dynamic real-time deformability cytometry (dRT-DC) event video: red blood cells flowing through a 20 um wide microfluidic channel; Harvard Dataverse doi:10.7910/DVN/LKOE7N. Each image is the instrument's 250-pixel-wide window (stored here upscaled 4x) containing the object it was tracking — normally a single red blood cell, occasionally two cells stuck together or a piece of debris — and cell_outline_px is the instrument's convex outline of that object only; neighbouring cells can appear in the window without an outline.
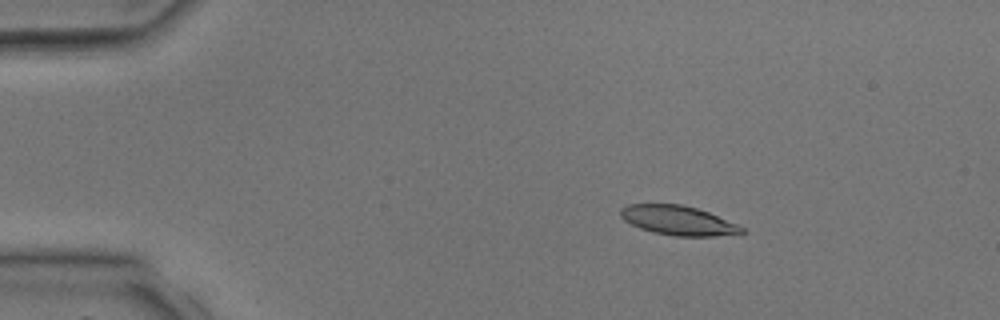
{"species": "common noctule bat (a hibernating species)", "species_latin": "Nyctalus noctula", "temperature_condition": "room temperature", "stored_images_in_passage": 2, "camera_frame_rate_fps": 3000, "um_per_image_px": 0.085, "animal": {"sex": "male", "body_mass_g": 17.9, "forearm_length_mm": 54.2}, "frame": {"image": 1, "passage_image": 1, "time_ms": 0.0, "image_size_px": [1000, 320], "cell_outline_px": [[744, 232], [712, 236], [676, 236], [652, 232], [640, 228], [624, 220], [620, 216], [620, 208], [628, 204], [680, 204], [696, 208], [708, 212], [736, 224], [744, 228]], "centroid_in_image_um": [57.58, 18.73], "position_along_channel_um": 27.4, "area_um2": 20.46}}
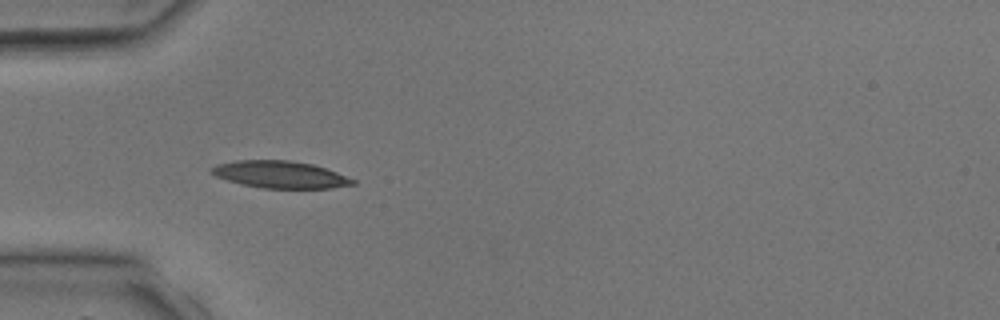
{"frame": {"image": 2, "passage_image": 2, "time_ms": 2.0, "image_size_px": [1000, 320], "cell_outline_px": [[356, 184], [332, 188], [264, 188], [240, 184], [216, 176], [208, 168], [216, 164], [236, 160], [288, 160], [312, 164], [336, 172], [356, 180]], "centroid_in_image_um": [23.8, 14.83], "position_along_channel_um": 61.2, "area_um2": 22.25}}